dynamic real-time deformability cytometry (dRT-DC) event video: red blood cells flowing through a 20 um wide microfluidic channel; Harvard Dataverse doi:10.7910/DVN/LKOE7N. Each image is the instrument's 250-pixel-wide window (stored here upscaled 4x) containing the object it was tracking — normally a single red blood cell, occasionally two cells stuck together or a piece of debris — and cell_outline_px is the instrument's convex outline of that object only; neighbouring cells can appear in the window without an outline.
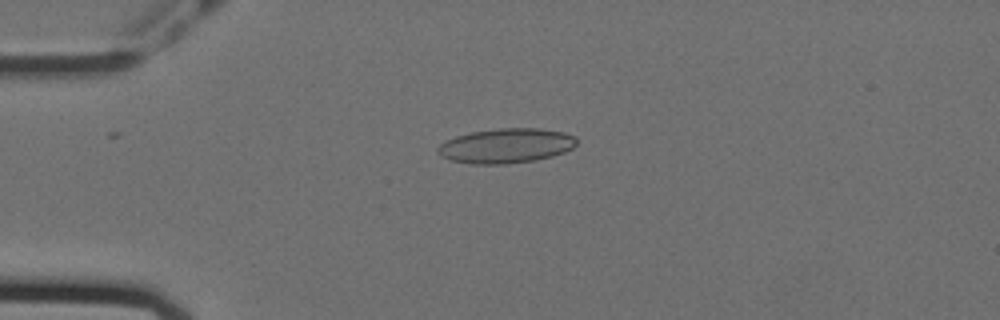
{"species": "Egyptian fruit bat (a non-hibernating species)", "species_latin": "Rousettus aegyptiacus", "temperature_condition": "cold", "stored_images_in_passage": 10, "camera_frame_rate_fps": 3000, "um_per_image_px": 0.085, "animal": {"sex": "female"}, "frame": {"image": 1, "passage_image": 2, "time_ms": 0.333, "image_size_px": [1000, 320], "cell_outline_px": [[576, 144], [572, 148], [564, 152], [552, 156], [536, 160], [504, 164], [472, 164], [448, 160], [440, 156], [436, 148], [444, 140], [456, 136], [472, 132], [500, 128], [540, 128], [564, 132], [572, 136], [576, 140]], "centroid_in_image_um": [42.97, 12.39], "position_along_channel_um": 42.0, "area_um2": 28.15}}
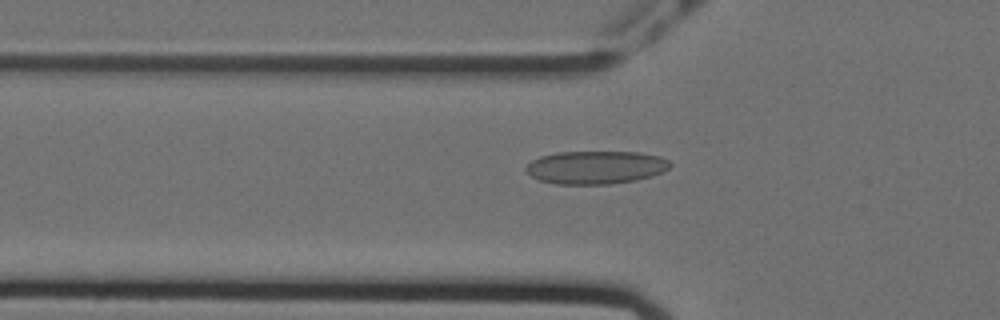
{"frame": {"image": 2, "passage_image": 7, "time_ms": 2.0, "image_size_px": [1000, 320], "cell_outline_px": [[672, 164], [668, 168], [652, 176], [636, 180], [608, 184], [556, 184], [540, 180], [532, 176], [524, 168], [532, 160], [540, 156], [556, 152], [636, 152], [660, 156], [668, 160]], "centroid_in_image_um": [50.63, 14.22], "position_along_channel_um": 75.2, "area_um2": 27.69}}